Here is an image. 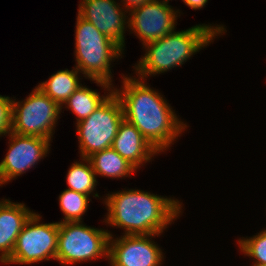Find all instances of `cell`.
<instances>
[{
	"label": "cell",
	"instance_id": "obj_1",
	"mask_svg": "<svg viewBox=\"0 0 266 266\" xmlns=\"http://www.w3.org/2000/svg\"><path fill=\"white\" fill-rule=\"evenodd\" d=\"M121 88H114L123 107L124 119L133 124L159 153L178 140L188 127L163 95L144 80L122 75ZM122 89V90H121Z\"/></svg>",
	"mask_w": 266,
	"mask_h": 266
},
{
	"label": "cell",
	"instance_id": "obj_2",
	"mask_svg": "<svg viewBox=\"0 0 266 266\" xmlns=\"http://www.w3.org/2000/svg\"><path fill=\"white\" fill-rule=\"evenodd\" d=\"M103 201L108 211L103 222L122 228V235H161L183 208L178 199L140 189L108 193Z\"/></svg>",
	"mask_w": 266,
	"mask_h": 266
},
{
	"label": "cell",
	"instance_id": "obj_3",
	"mask_svg": "<svg viewBox=\"0 0 266 266\" xmlns=\"http://www.w3.org/2000/svg\"><path fill=\"white\" fill-rule=\"evenodd\" d=\"M211 25L198 24L186 30L173 31L144 45L145 55L133 66L137 78L147 81L149 76L182 66L200 49L209 46L216 36L226 33L223 24Z\"/></svg>",
	"mask_w": 266,
	"mask_h": 266
},
{
	"label": "cell",
	"instance_id": "obj_4",
	"mask_svg": "<svg viewBox=\"0 0 266 266\" xmlns=\"http://www.w3.org/2000/svg\"><path fill=\"white\" fill-rule=\"evenodd\" d=\"M75 27V67L84 78L113 92L111 63L122 58L124 49L78 14Z\"/></svg>",
	"mask_w": 266,
	"mask_h": 266
},
{
	"label": "cell",
	"instance_id": "obj_5",
	"mask_svg": "<svg viewBox=\"0 0 266 266\" xmlns=\"http://www.w3.org/2000/svg\"><path fill=\"white\" fill-rule=\"evenodd\" d=\"M109 230L84 225L83 222L59 223L56 261L61 266L76 265L99 258L108 260Z\"/></svg>",
	"mask_w": 266,
	"mask_h": 266
},
{
	"label": "cell",
	"instance_id": "obj_6",
	"mask_svg": "<svg viewBox=\"0 0 266 266\" xmlns=\"http://www.w3.org/2000/svg\"><path fill=\"white\" fill-rule=\"evenodd\" d=\"M123 119L121 101L113 91L90 116L75 123L80 158L110 148Z\"/></svg>",
	"mask_w": 266,
	"mask_h": 266
},
{
	"label": "cell",
	"instance_id": "obj_7",
	"mask_svg": "<svg viewBox=\"0 0 266 266\" xmlns=\"http://www.w3.org/2000/svg\"><path fill=\"white\" fill-rule=\"evenodd\" d=\"M61 112L55 101L35 87L26 99L14 98L12 132L51 140Z\"/></svg>",
	"mask_w": 266,
	"mask_h": 266
},
{
	"label": "cell",
	"instance_id": "obj_8",
	"mask_svg": "<svg viewBox=\"0 0 266 266\" xmlns=\"http://www.w3.org/2000/svg\"><path fill=\"white\" fill-rule=\"evenodd\" d=\"M34 212L23 226L11 256L3 264L29 265L56 260L59 223H41Z\"/></svg>",
	"mask_w": 266,
	"mask_h": 266
},
{
	"label": "cell",
	"instance_id": "obj_9",
	"mask_svg": "<svg viewBox=\"0 0 266 266\" xmlns=\"http://www.w3.org/2000/svg\"><path fill=\"white\" fill-rule=\"evenodd\" d=\"M179 13V9L174 10L169 4L152 0L128 13V28L144 46L175 31Z\"/></svg>",
	"mask_w": 266,
	"mask_h": 266
},
{
	"label": "cell",
	"instance_id": "obj_10",
	"mask_svg": "<svg viewBox=\"0 0 266 266\" xmlns=\"http://www.w3.org/2000/svg\"><path fill=\"white\" fill-rule=\"evenodd\" d=\"M155 236L120 235L109 237L108 264L110 266H161L164 261L162 249L152 241Z\"/></svg>",
	"mask_w": 266,
	"mask_h": 266
},
{
	"label": "cell",
	"instance_id": "obj_11",
	"mask_svg": "<svg viewBox=\"0 0 266 266\" xmlns=\"http://www.w3.org/2000/svg\"><path fill=\"white\" fill-rule=\"evenodd\" d=\"M8 136L9 149L0 162V175L4 184L26 173L28 169L34 168L50 152V142L52 141L13 132H10Z\"/></svg>",
	"mask_w": 266,
	"mask_h": 266
},
{
	"label": "cell",
	"instance_id": "obj_12",
	"mask_svg": "<svg viewBox=\"0 0 266 266\" xmlns=\"http://www.w3.org/2000/svg\"><path fill=\"white\" fill-rule=\"evenodd\" d=\"M78 15L125 50L127 11L116 0H81Z\"/></svg>",
	"mask_w": 266,
	"mask_h": 266
},
{
	"label": "cell",
	"instance_id": "obj_13",
	"mask_svg": "<svg viewBox=\"0 0 266 266\" xmlns=\"http://www.w3.org/2000/svg\"><path fill=\"white\" fill-rule=\"evenodd\" d=\"M111 147L137 170L144 166V163L152 161L155 154H159L142 133L125 119L119 124Z\"/></svg>",
	"mask_w": 266,
	"mask_h": 266
},
{
	"label": "cell",
	"instance_id": "obj_14",
	"mask_svg": "<svg viewBox=\"0 0 266 266\" xmlns=\"http://www.w3.org/2000/svg\"><path fill=\"white\" fill-rule=\"evenodd\" d=\"M33 213L24 203H14L6 198L0 203L1 264L11 256L18 235Z\"/></svg>",
	"mask_w": 266,
	"mask_h": 266
},
{
	"label": "cell",
	"instance_id": "obj_15",
	"mask_svg": "<svg viewBox=\"0 0 266 266\" xmlns=\"http://www.w3.org/2000/svg\"><path fill=\"white\" fill-rule=\"evenodd\" d=\"M80 73L75 66L72 70H59L36 87L63 109V104L82 85L78 77Z\"/></svg>",
	"mask_w": 266,
	"mask_h": 266
},
{
	"label": "cell",
	"instance_id": "obj_16",
	"mask_svg": "<svg viewBox=\"0 0 266 266\" xmlns=\"http://www.w3.org/2000/svg\"><path fill=\"white\" fill-rule=\"evenodd\" d=\"M97 176L110 179H123L132 176L137 169L121 157L112 147L96 152L88 157Z\"/></svg>",
	"mask_w": 266,
	"mask_h": 266
},
{
	"label": "cell",
	"instance_id": "obj_17",
	"mask_svg": "<svg viewBox=\"0 0 266 266\" xmlns=\"http://www.w3.org/2000/svg\"><path fill=\"white\" fill-rule=\"evenodd\" d=\"M101 95L98 90H92L81 85L63 104L65 108L76 115V123L90 116L111 94Z\"/></svg>",
	"mask_w": 266,
	"mask_h": 266
},
{
	"label": "cell",
	"instance_id": "obj_18",
	"mask_svg": "<svg viewBox=\"0 0 266 266\" xmlns=\"http://www.w3.org/2000/svg\"><path fill=\"white\" fill-rule=\"evenodd\" d=\"M68 169L67 189L89 196L93 194V197L100 198L97 192L94 193L98 181L88 158L81 157V161L72 163Z\"/></svg>",
	"mask_w": 266,
	"mask_h": 266
},
{
	"label": "cell",
	"instance_id": "obj_19",
	"mask_svg": "<svg viewBox=\"0 0 266 266\" xmlns=\"http://www.w3.org/2000/svg\"><path fill=\"white\" fill-rule=\"evenodd\" d=\"M91 199L89 195L64 189L59 195V206L64 214V222H83L82 216L87 212Z\"/></svg>",
	"mask_w": 266,
	"mask_h": 266
},
{
	"label": "cell",
	"instance_id": "obj_20",
	"mask_svg": "<svg viewBox=\"0 0 266 266\" xmlns=\"http://www.w3.org/2000/svg\"><path fill=\"white\" fill-rule=\"evenodd\" d=\"M240 251L249 258H253L251 266H266V229L252 237H242L237 241Z\"/></svg>",
	"mask_w": 266,
	"mask_h": 266
},
{
	"label": "cell",
	"instance_id": "obj_21",
	"mask_svg": "<svg viewBox=\"0 0 266 266\" xmlns=\"http://www.w3.org/2000/svg\"><path fill=\"white\" fill-rule=\"evenodd\" d=\"M13 98L0 95V137L12 132Z\"/></svg>",
	"mask_w": 266,
	"mask_h": 266
},
{
	"label": "cell",
	"instance_id": "obj_22",
	"mask_svg": "<svg viewBox=\"0 0 266 266\" xmlns=\"http://www.w3.org/2000/svg\"><path fill=\"white\" fill-rule=\"evenodd\" d=\"M150 1L152 0H121L119 3L122 4L123 8L129 13L131 10Z\"/></svg>",
	"mask_w": 266,
	"mask_h": 266
},
{
	"label": "cell",
	"instance_id": "obj_23",
	"mask_svg": "<svg viewBox=\"0 0 266 266\" xmlns=\"http://www.w3.org/2000/svg\"><path fill=\"white\" fill-rule=\"evenodd\" d=\"M185 5L194 10H199L207 4L208 0H182Z\"/></svg>",
	"mask_w": 266,
	"mask_h": 266
},
{
	"label": "cell",
	"instance_id": "obj_24",
	"mask_svg": "<svg viewBox=\"0 0 266 266\" xmlns=\"http://www.w3.org/2000/svg\"><path fill=\"white\" fill-rule=\"evenodd\" d=\"M3 184H4V182H3L2 177H1V175H0V186L2 187ZM4 200H5V199L2 198V200H0V203H1L2 201H4Z\"/></svg>",
	"mask_w": 266,
	"mask_h": 266
},
{
	"label": "cell",
	"instance_id": "obj_25",
	"mask_svg": "<svg viewBox=\"0 0 266 266\" xmlns=\"http://www.w3.org/2000/svg\"><path fill=\"white\" fill-rule=\"evenodd\" d=\"M158 1H162L163 3L168 4L170 0H158Z\"/></svg>",
	"mask_w": 266,
	"mask_h": 266
}]
</instances>
